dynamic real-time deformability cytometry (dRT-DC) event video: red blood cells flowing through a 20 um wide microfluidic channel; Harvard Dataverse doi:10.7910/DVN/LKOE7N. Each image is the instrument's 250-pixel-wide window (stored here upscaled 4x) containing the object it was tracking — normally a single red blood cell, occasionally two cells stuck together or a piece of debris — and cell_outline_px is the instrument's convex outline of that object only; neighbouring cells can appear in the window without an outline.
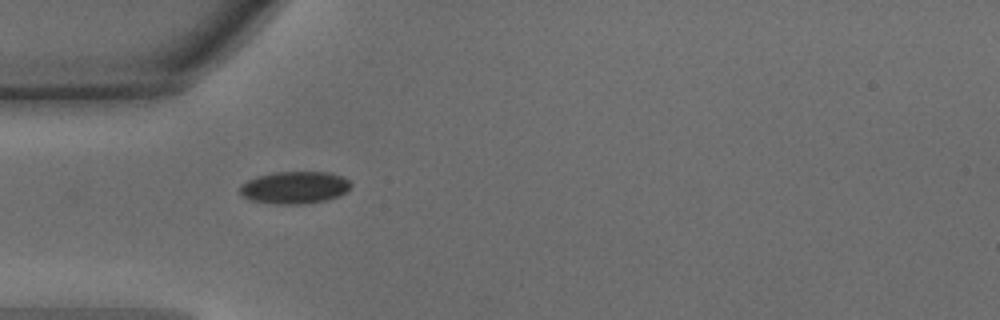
{"species": "common noctule bat (a hibernating species)", "species_latin": "Nyctalus noctula", "temperature_condition": "warm", "stored_images_in_passage": 22, "camera_frame_rate_fps": 3000, "um_per_image_px": 0.085, "animal": {"sex": "male", "body_mass_g": 15.6}, "frame": {"image": 1, "passage_image": 1, "time_ms": 0.0, "image_size_px": [1000, 320], "cell_outline_px": [[352, 184], [348, 192], [340, 196], [324, 200], [304, 204], [276, 204], [252, 200], [244, 196], [240, 192], [240, 184], [256, 176], [272, 172], [332, 172], [344, 176]], "centroid_in_image_um": [25.09, 15.92], "position_along_channel_um": 59.9, "area_um2": 21.1}}
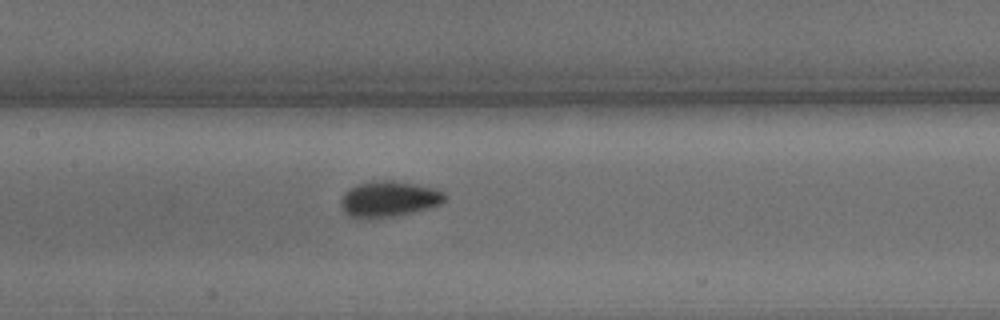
{"frame": {"image": 2, "passage_image": 9, "time_ms": 2.667, "image_size_px": [1000, 320], "cell_outline_px": [[448, 196], [440, 204], [428, 208], [392, 216], [372, 220], [360, 220], [348, 216], [344, 212], [340, 204], [340, 200], [344, 192], [360, 184], [376, 180], [392, 180], [416, 184], [436, 188], [444, 192]], "centroid_in_image_um": [33.02, 16.93], "position_along_channel_um": 174.4, "area_um2": 21.96}}
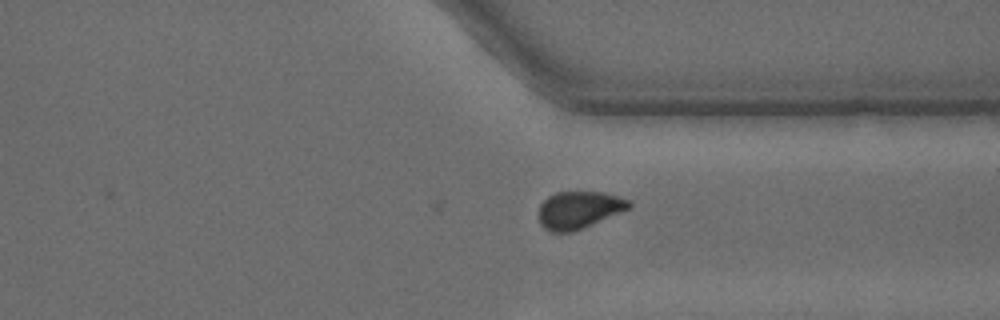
{"frame": {"image": 3, "passage_image": 22, "time_ms": 7.0, "image_size_px": [1000, 320], "cell_outline_px": [[632, 208], [572, 232], [548, 232], [540, 224], [540, 204], [548, 196], [556, 192], [600, 192], [616, 196], [628, 200], [632, 204]], "centroid_in_image_um": [49.21, 17.85], "position_along_channel_um": 362.2, "area_um2": 19.54}, "authors_computed_cell_mechanics": {"area_um2": 20.808, "velocity_mm_per_s": 4.3361, "shape_relaxation_time_tau1_ms": 3.4981, "shape_relaxation_time_tau2_ms": 0.5817, "deformation_change_tau1": 0.0893, "deformation_change_tau2": 0.0611}}